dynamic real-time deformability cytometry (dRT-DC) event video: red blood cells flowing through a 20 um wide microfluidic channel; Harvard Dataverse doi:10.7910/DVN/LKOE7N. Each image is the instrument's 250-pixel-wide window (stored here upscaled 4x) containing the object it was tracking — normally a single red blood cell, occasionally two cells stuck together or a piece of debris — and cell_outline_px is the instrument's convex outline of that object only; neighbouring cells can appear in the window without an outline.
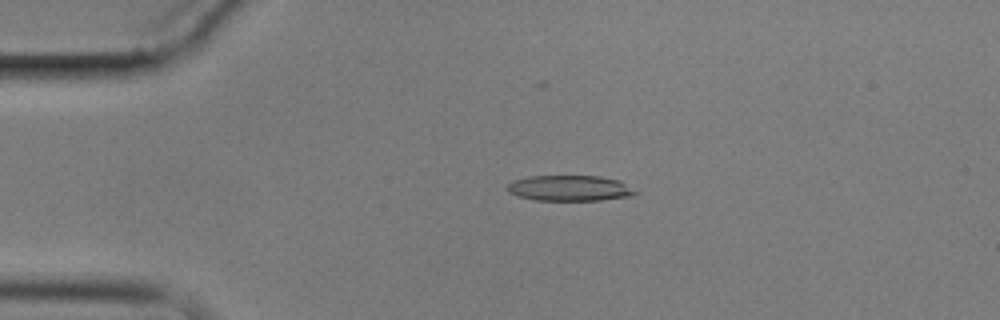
{"species": "common noctule bat (a hibernating species)", "species_latin": "Nyctalus noctula", "temperature_condition": "cold", "stored_images_in_passage": 4, "camera_frame_rate_fps": 3000, "um_per_image_px": 0.085, "animal": {"sex": "male", "body_mass_g": 17.9}, "frame": {"image": 1, "passage_image": 3, "time_ms": 3.0, "image_size_px": [1000, 320], "cell_outline_px": [[636, 192], [632, 196], [600, 200], [536, 200], [516, 196], [508, 192], [504, 188], [512, 180], [528, 176], [600, 176], [620, 180]], "centroid_in_image_um": [48.35, 15.99], "position_along_channel_um": 36.7, "area_um2": 19.19}}